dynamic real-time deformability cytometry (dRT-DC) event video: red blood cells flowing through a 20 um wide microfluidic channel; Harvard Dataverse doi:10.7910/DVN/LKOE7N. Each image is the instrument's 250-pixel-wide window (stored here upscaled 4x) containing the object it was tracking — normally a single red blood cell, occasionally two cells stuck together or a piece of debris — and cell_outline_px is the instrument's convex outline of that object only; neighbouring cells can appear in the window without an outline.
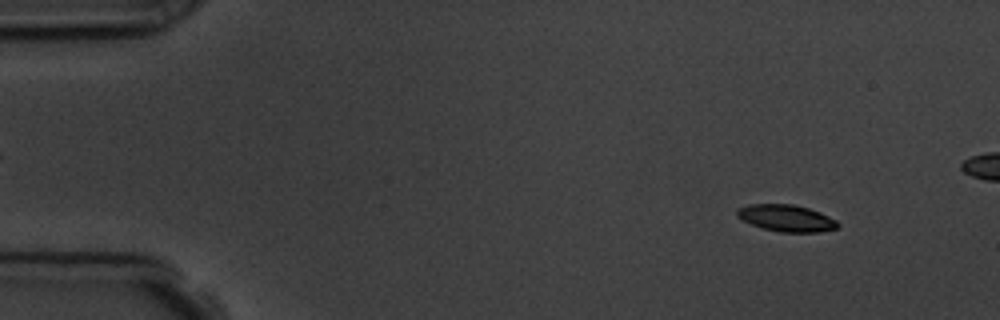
{"species": "common noctule bat (a hibernating species)", "species_latin": "Nyctalus noctula", "temperature_condition": "room temperature", "stored_images_in_passage": 5, "camera_frame_rate_fps": 3000, "um_per_image_px": 0.085, "animal": {"sex": "male", "body_mass_g": 19.5, "forearm_length_mm": 54.6}, "frame": {"image": 1, "passage_image": 1, "time_ms": 0.0, "image_size_px": [1000, 320], "cell_outline_px": [[840, 224], [836, 228], [816, 232], [780, 232], [764, 228], [752, 224], [736, 216], [736, 208], [748, 204], [792, 204], [808, 208], [820, 212], [836, 220]], "centroid_in_image_um": [66.82, 18.53], "position_along_channel_um": 18.2, "area_um2": 15.61}}